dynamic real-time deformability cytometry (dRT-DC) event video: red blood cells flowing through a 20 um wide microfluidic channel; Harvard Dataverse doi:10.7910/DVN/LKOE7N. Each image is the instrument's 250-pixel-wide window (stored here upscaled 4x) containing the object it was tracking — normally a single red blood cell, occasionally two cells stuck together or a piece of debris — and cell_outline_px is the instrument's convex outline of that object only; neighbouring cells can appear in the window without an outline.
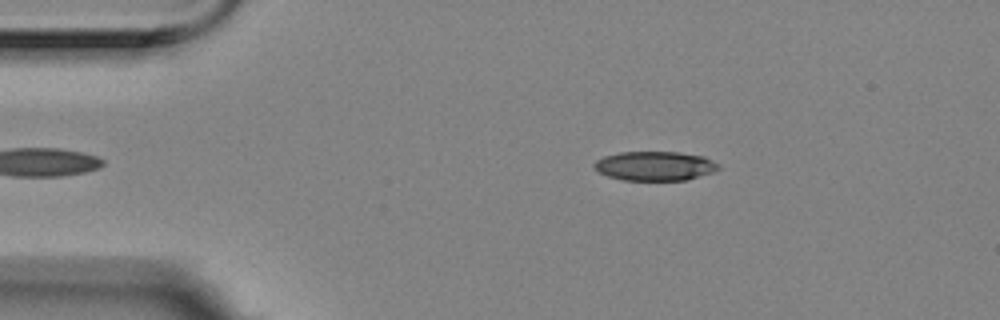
{"species": "Egyptian fruit bat (a non-hibernating species)", "species_latin": "Rousettus aegyptiacus", "temperature_condition": "room temperature", "stored_images_in_passage": 3, "camera_frame_rate_fps": 3000, "um_per_image_px": 0.085, "animal": {"sex": "female"}, "frame": {"image": 1, "passage_image": 1, "time_ms": 0.0, "image_size_px": [1000, 320], "cell_outline_px": [[720, 168], [712, 172], [684, 180], [624, 180], [608, 176], [600, 172], [592, 164], [596, 160], [604, 156], [620, 152], [676, 152], [704, 156], [720, 164]], "centroid_in_image_um": [55.67, 14.1], "position_along_channel_um": 29.3, "area_um2": 21.04}}
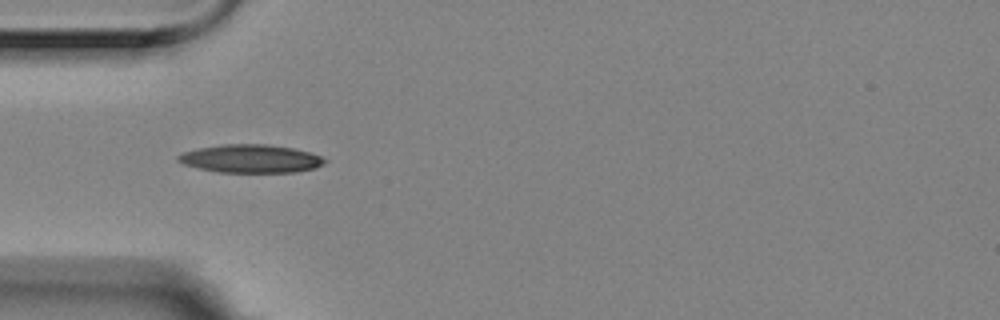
{"frame": {"image": 2, "passage_image": 3, "time_ms": 0.667, "image_size_px": [1000, 320], "cell_outline_px": [[328, 160], [324, 164], [316, 168], [296, 172], [216, 172], [184, 164], [176, 160], [176, 156], [180, 152], [220, 144], [264, 144], [292, 148], [308, 152], [320, 156]], "centroid_in_image_um": [21.29, 13.49], "position_along_channel_um": 63.7, "area_um2": 24.1}}